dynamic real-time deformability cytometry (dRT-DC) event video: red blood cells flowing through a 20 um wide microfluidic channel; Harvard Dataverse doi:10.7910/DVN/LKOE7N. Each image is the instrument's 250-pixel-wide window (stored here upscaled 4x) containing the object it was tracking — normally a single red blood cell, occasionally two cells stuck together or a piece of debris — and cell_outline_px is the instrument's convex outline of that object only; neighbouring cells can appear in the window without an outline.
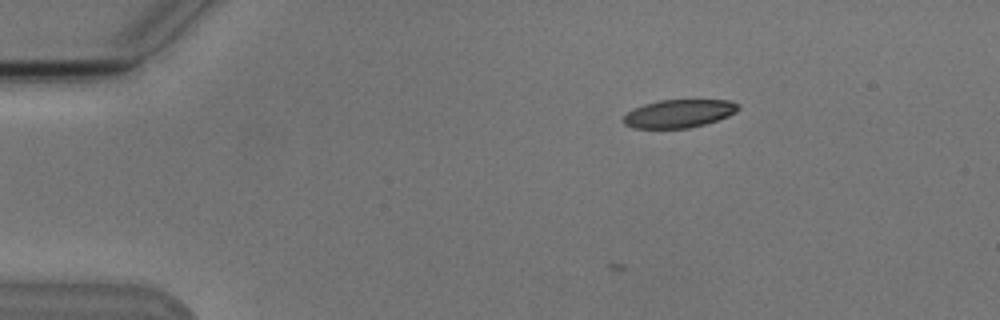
{"species": "Egyptian fruit bat (a non-hibernating species)", "species_latin": "Rousettus aegyptiacus", "temperature_condition": "cold", "stored_images_in_passage": 6, "camera_frame_rate_fps": 3000, "um_per_image_px": 0.085, "animal": {"sex": "male"}, "frame": {"image": 1, "passage_image": 2, "time_ms": 1.0, "image_size_px": [1000, 320], "cell_outline_px": [[740, 108], [736, 112], [728, 116], [704, 124], [688, 128], [632, 128], [624, 124], [624, 116], [632, 108], [644, 104], [660, 100], [732, 100], [740, 104]], "centroid_in_image_um": [57.72, 9.64], "position_along_channel_um": 27.3, "area_um2": 18.84}}
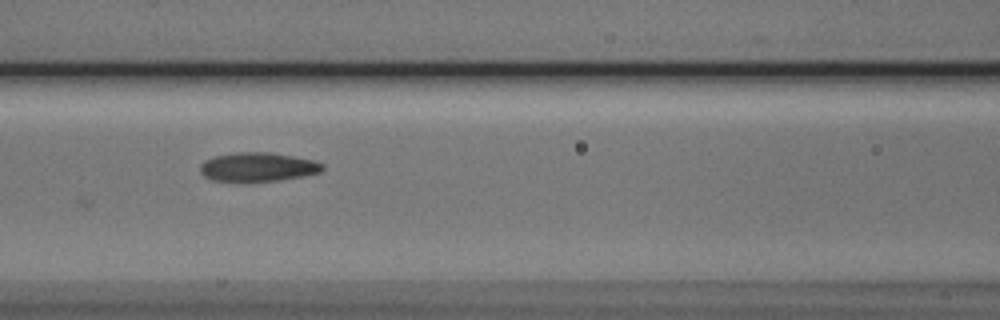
{"frame": {"image": 2, "passage_image": 6, "time_ms": 6.0, "image_size_px": [1000, 320], "cell_outline_px": [[324, 168], [320, 172], [300, 176], [276, 180], [212, 180], [204, 176], [200, 172], [200, 164], [204, 160], [216, 156], [236, 152], [268, 152], [316, 160], [324, 164]], "centroid_in_image_um": [21.92, 14.16], "position_along_channel_um": 144.7, "area_um2": 20.23}}